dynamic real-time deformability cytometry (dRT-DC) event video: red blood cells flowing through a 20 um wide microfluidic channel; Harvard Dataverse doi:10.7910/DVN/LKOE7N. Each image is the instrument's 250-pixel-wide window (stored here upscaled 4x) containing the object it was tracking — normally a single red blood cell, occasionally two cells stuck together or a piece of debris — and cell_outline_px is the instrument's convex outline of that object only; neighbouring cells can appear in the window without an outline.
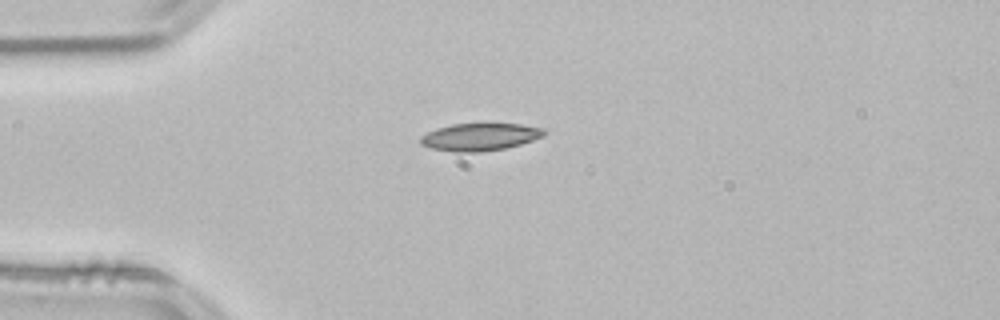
{"species": "common noctule bat (a hibernating species)", "species_latin": "Nyctalus noctula", "temperature_condition": "room temperature", "stored_images_in_passage": 40, "camera_frame_rate_fps": 3000, "um_per_image_px": 0.085, "animal": {"sex": "male", "body_mass_g": 21.5, "forearm_length_mm": 52.0}, "frame": {"image": 1, "passage_image": 1, "time_ms": 0.0, "image_size_px": [1000, 320], "cell_outline_px": [[544, 136], [520, 144], [504, 148], [480, 152], [456, 152], [432, 148], [420, 144], [420, 136], [436, 128], [452, 124], [520, 124], [544, 128]], "centroid_in_image_um": [40.77, 11.63], "position_along_channel_um": 44.2, "area_um2": 19.59}}
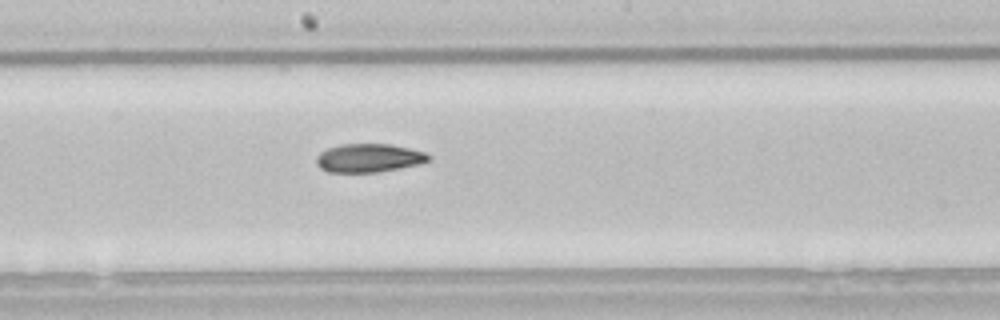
{"frame": {"image": 2, "passage_image": 16, "time_ms": 5.0, "image_size_px": [1000, 320], "cell_outline_px": [[432, 160], [420, 164], [376, 172], [328, 172], [320, 168], [316, 164], [316, 156], [320, 152], [328, 148], [340, 144], [392, 144], [424, 152], [432, 156]], "centroid_in_image_um": [31.35, 13.42], "position_along_channel_um": 216.8, "area_um2": 18.73}}
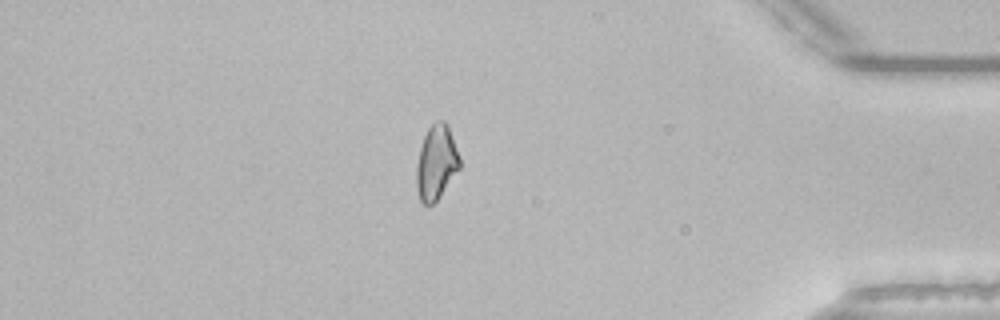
{"frame": {"image": 3, "passage_image": 33, "time_ms": 10.667, "image_size_px": [1000, 320], "cell_outline_px": [[460, 168], [440, 196], [432, 204], [424, 204], [420, 200], [416, 188], [416, 168], [420, 148], [424, 136], [428, 128], [436, 120], [444, 120], [448, 124], [460, 156]], "centroid_in_image_um": [37.09, 13.79], "position_along_channel_um": 398.1, "area_um2": 18.84}, "authors_computed_cell_mechanics": {"area_um2": 18.8428, "velocity_mm_per_s": 3.8483, "shape_relaxation_time_tau1_ms": 9.3291, "shape_relaxation_time_tau2_ms": 10.1115, "deformation_change_tau1": 0.1905, "deformation_change_tau2": 0.1793}}